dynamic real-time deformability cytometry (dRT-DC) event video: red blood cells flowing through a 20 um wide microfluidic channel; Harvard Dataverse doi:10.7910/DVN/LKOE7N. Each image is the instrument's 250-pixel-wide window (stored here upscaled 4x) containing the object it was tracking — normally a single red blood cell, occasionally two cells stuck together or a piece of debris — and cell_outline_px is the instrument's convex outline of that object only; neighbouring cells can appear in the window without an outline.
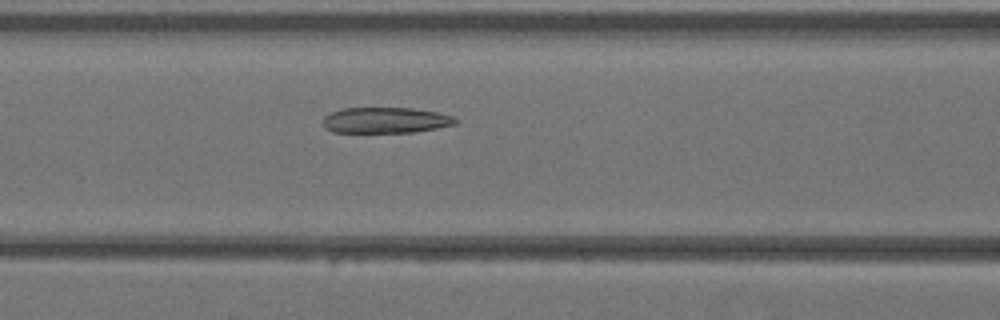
{"species": "Egyptian fruit bat (a non-hibernating species)", "species_latin": "Rousettus aegyptiacus", "temperature_condition": "warm", "stored_images_in_passage": 37, "camera_frame_rate_fps": 3000, "um_per_image_px": 0.085, "animal": {"sex": "female"}, "frame": {"image": 1, "passage_image": 14, "time_ms": 4.333, "image_size_px": [1000, 320], "cell_outline_px": [[456, 124], [436, 128], [412, 132], [332, 132], [324, 128], [324, 116], [332, 112], [344, 108], [412, 108], [440, 112], [452, 116], [456, 120]], "centroid_in_image_um": [32.77, 10.21], "position_along_channel_um": 133.8, "area_um2": 19.83}}
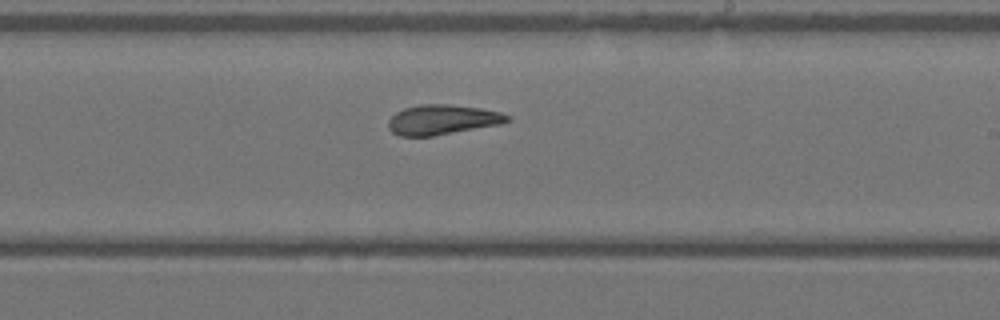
{"frame": {"image": 2, "passage_image": 21, "time_ms": 6.667, "image_size_px": [1000, 320], "cell_outline_px": [[512, 120], [504, 124], [432, 136], [400, 136], [392, 132], [388, 128], [388, 120], [396, 112], [404, 108], [424, 104], [448, 104], [480, 108], [500, 112], [512, 116]], "centroid_in_image_um": [37.65, 10.18], "position_along_channel_um": 251.4, "area_um2": 20.92}}
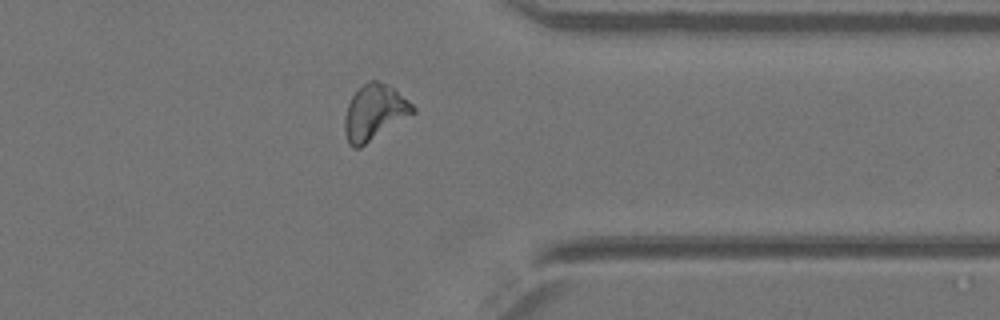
{"frame": {"image": 3, "passage_image": 29, "time_ms": 9.333, "image_size_px": [1000, 320], "cell_outline_px": [[416, 112], [360, 148], [352, 148], [348, 144], [344, 132], [344, 116], [348, 104], [352, 96], [368, 80], [376, 80], [392, 88], [408, 100], [416, 108]], "centroid_in_image_um": [31.8, 9.59], "position_along_channel_um": 379.6, "area_um2": 21.91}}